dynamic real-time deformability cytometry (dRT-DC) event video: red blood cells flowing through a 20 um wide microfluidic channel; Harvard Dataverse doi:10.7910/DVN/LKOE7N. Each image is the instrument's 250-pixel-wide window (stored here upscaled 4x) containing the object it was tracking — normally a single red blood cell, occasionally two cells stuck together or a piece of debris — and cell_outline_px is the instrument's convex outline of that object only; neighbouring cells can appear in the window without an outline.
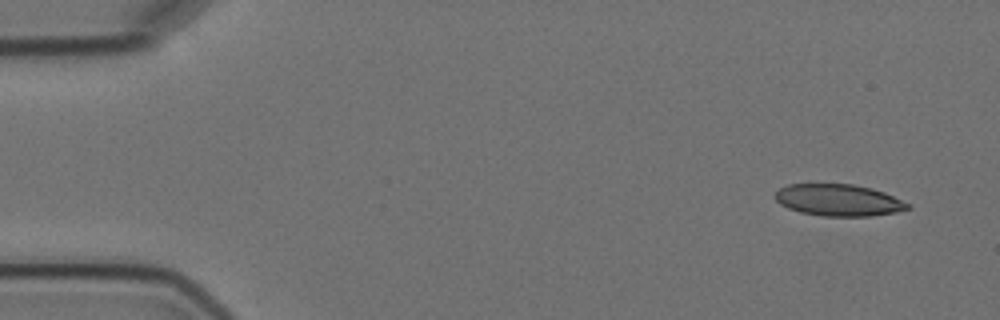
{"species": "Egyptian fruit bat (a non-hibernating species)", "species_latin": "Rousettus aegyptiacus", "temperature_condition": "cold", "stored_images_in_passage": 12, "camera_frame_rate_fps": 3000, "um_per_image_px": 0.085, "animal": {"sex": "female"}, "frame": {"image": 1, "passage_image": 1, "time_ms": 0.0, "image_size_px": [1000, 320], "cell_outline_px": [[912, 208], [896, 212], [872, 216], [820, 216], [800, 212], [788, 208], [780, 204], [772, 196], [780, 188], [788, 184], [852, 184], [872, 188], [884, 192], [912, 204]], "centroid_in_image_um": [71.29, 17.01], "position_along_channel_um": 13.7, "area_um2": 24.8}}
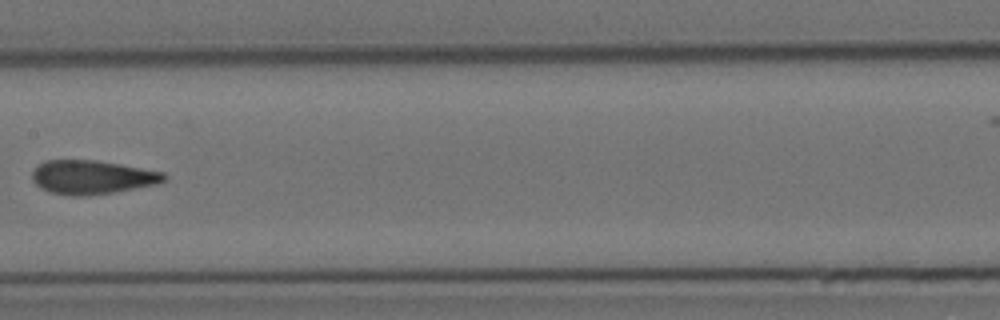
{"frame": {"image": 2, "passage_image": 7, "time_ms": 8.333, "image_size_px": [1000, 320], "cell_outline_px": [[168, 176], [160, 184], [88, 196], [72, 196], [52, 192], [40, 188], [32, 180], [32, 172], [36, 164], [44, 160], [96, 160], [120, 164], [164, 172]], "centroid_in_image_um": [7.81, 15.05], "position_along_channel_um": 199.6, "area_um2": 26.18}}
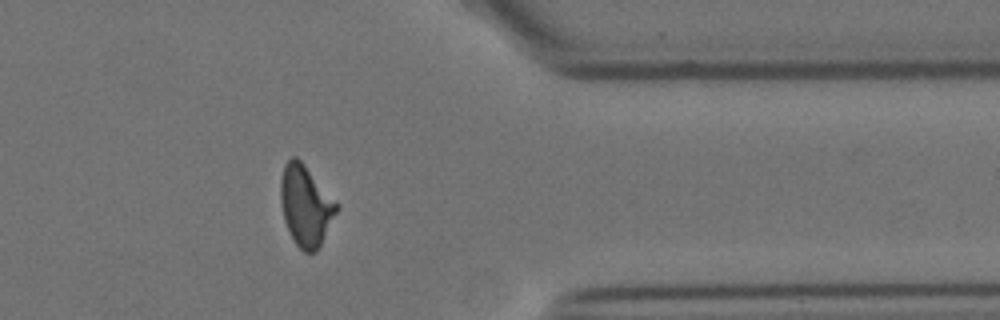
{"frame": {"image": 3, "passage_image": 12, "time_ms": 14.0, "image_size_px": [1000, 320], "cell_outline_px": [[336, 212], [316, 252], [304, 252], [296, 244], [284, 220], [280, 200], [280, 180], [284, 164], [292, 156], [296, 156], [304, 164], [336, 204]], "centroid_in_image_um": [25.92, 17.46], "position_along_channel_um": 385.5, "area_um2": 25.37}}